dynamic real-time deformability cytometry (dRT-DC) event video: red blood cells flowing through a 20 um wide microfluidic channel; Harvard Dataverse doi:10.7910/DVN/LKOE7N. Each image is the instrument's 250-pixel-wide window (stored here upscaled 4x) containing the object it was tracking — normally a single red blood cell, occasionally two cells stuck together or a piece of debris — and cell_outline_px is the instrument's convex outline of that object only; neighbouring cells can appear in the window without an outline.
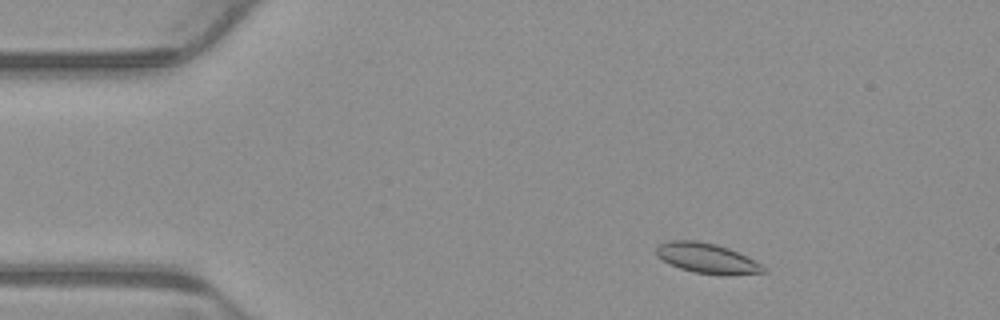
{"species": "common noctule bat (a hibernating species)", "species_latin": "Nyctalus noctula", "temperature_condition": "warm", "stored_images_in_passage": 4, "camera_frame_rate_fps": 3000, "um_per_image_px": 0.085, "animal": {"sex": "male", "body_mass_g": 23.1, "forearm_length_mm": 52.7}, "frame": {"image": 1, "passage_image": 2, "time_ms": 0.333, "image_size_px": [1000, 320], "cell_outline_px": [[768, 272], [692, 272], [680, 268], [656, 256], [656, 248], [660, 244], [668, 240], [700, 240], [716, 244], [728, 248], [756, 260], [768, 268]], "centroid_in_image_um": [60.05, 21.88], "position_along_channel_um": 25.0, "area_um2": 18.03}}